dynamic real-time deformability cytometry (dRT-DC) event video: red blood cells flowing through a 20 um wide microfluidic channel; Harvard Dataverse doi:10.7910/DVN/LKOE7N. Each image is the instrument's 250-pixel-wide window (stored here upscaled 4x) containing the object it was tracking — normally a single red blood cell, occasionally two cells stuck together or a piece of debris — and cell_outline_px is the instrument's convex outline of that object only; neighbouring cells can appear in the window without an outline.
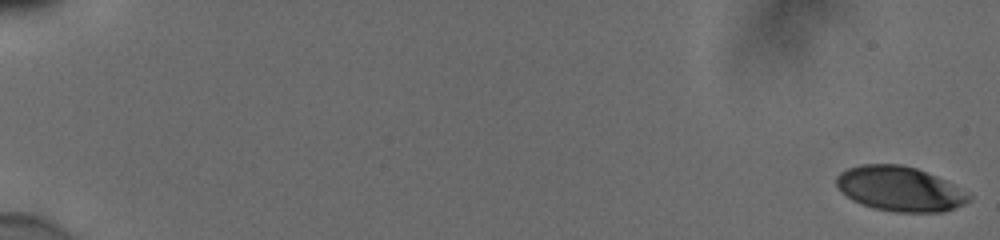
{"species": "human", "species_latin": "Homo sapiens", "temperature_condition": "cold", "stored_images_in_passage": 56, "camera_frame_rate_fps": 3000, "um_per_image_px": 0.085, "donor": {"sex": "male"}, "frame": {"image": 1, "passage_image": 1, "time_ms": 0.0, "image_size_px": [1000, 240], "cell_outline_px": [[972, 196], [964, 204], [944, 212], [896, 212], [876, 208], [852, 200], [840, 192], [836, 184], [836, 176], [840, 172], [848, 168], [860, 164], [900, 164], [916, 168], [936, 176], [968, 192]], "centroid_in_image_um": [76.46, 16.04], "position_along_channel_um": 8.5, "area_um2": 34.45}}
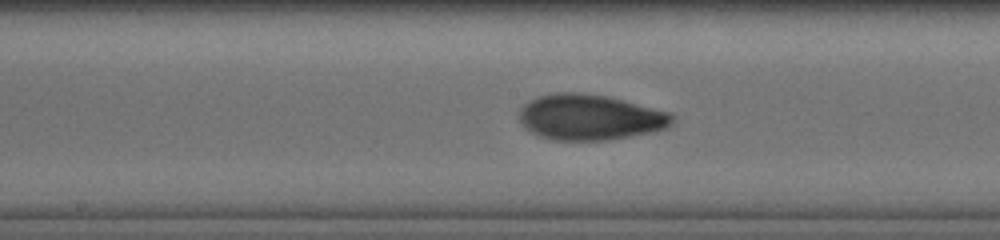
{"frame": {"image": 2, "passage_image": 32, "time_ms": 10.333, "image_size_px": [1000, 240], "cell_outline_px": [[676, 120], [668, 128], [652, 132], [608, 140], [552, 140], [540, 136], [524, 128], [520, 120], [520, 108], [524, 104], [540, 96], [560, 92], [572, 92], [604, 96], [672, 112], [676, 116]], "centroid_in_image_um": [50.2, 9.98], "position_along_channel_um": 198.0, "area_um2": 40.58}}
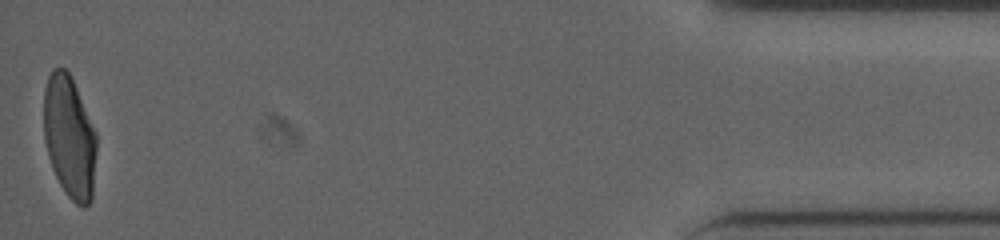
{"frame": {"image": 3, "passage_image": 56, "time_ms": 18.333, "image_size_px": [1000, 240], "cell_outline_px": [[96, 152], [92, 200], [84, 208], [80, 208], [68, 196], [60, 184], [52, 168], [48, 156], [44, 140], [44, 88], [48, 76], [52, 68], [64, 68], [68, 72], [76, 88], [96, 132]], "centroid_in_image_um": [5.9, 11.68], "position_along_channel_um": 429.3, "area_um2": 37.63}, "authors_computed_cell_mechanics": {"area_um2": 37.9457, "velocity_mm_per_s": 3.8596, "shape_relaxation_time_tau1_ms": 5.6115, "shape_relaxation_time_tau2_ms": 1.5937, "deformation_change_tau1": 0.1884, "deformation_change_tau2": 0.0623}}